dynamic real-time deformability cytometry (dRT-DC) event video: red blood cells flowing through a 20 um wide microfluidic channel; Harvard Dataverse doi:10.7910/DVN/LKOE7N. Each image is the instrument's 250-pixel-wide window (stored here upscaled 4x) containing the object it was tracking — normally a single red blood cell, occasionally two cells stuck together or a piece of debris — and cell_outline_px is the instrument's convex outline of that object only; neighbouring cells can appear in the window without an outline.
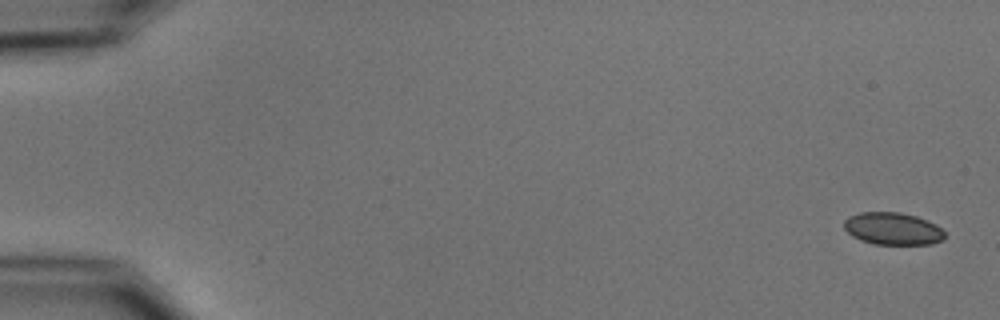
{"species": "common noctule bat (a hibernating species)", "species_latin": "Nyctalus noctula", "temperature_condition": "cold", "stored_images_in_passage": 7, "camera_frame_rate_fps": 3000, "um_per_image_px": 0.085, "animal": {"sex": "male", "body_mass_g": 15.6}, "frame": {"image": 1, "passage_image": 1, "time_ms": 0.0, "image_size_px": [1000, 320], "cell_outline_px": [[944, 240], [932, 244], [872, 244], [860, 240], [852, 236], [844, 228], [844, 220], [848, 216], [860, 212], [900, 212], [916, 216], [936, 224], [944, 232]], "centroid_in_image_um": [75.87, 19.44], "position_along_channel_um": 9.1, "area_um2": 19.07}}
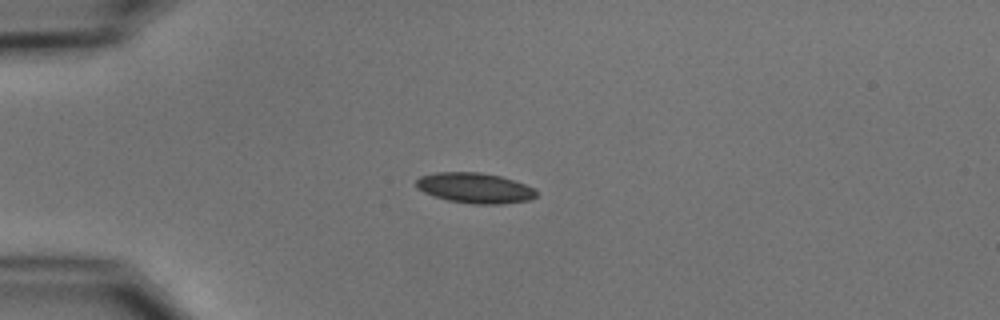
{"frame": {"image": 2, "passage_image": 4, "time_ms": 4.333, "image_size_px": [1000, 320], "cell_outline_px": [[536, 196], [532, 200], [500, 204], [472, 204], [448, 200], [432, 196], [416, 188], [416, 180], [420, 176], [436, 172], [480, 172], [500, 176], [536, 188]], "centroid_in_image_um": [40.35, 15.98], "position_along_channel_um": 44.6, "area_um2": 21.39}}